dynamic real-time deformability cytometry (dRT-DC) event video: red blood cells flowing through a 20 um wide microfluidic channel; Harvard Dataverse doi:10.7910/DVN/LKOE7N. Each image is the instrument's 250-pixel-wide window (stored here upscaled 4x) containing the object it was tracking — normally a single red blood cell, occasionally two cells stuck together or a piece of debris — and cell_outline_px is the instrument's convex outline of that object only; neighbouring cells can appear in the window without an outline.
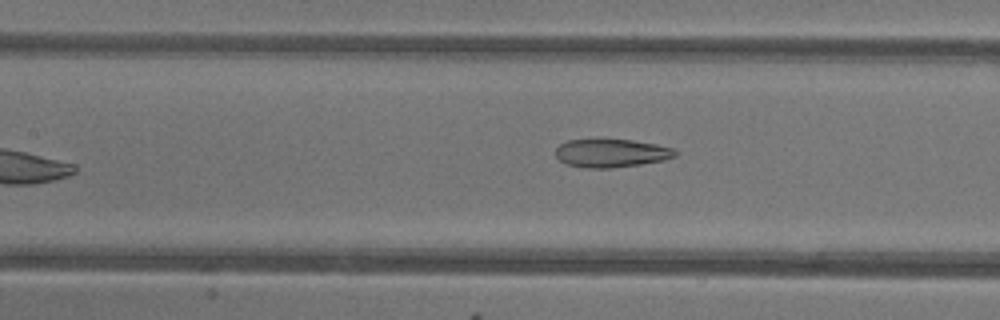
{"species": "common noctule bat (a hibernating species)", "species_latin": "Nyctalus noctula", "temperature_condition": "warm", "stored_images_in_passage": 8, "camera_frame_rate_fps": 3000, "um_per_image_px": 0.085, "animal": {"sex": "female"}, "frame": {"image": 1, "passage_image": 8, "time_ms": 8.667, "image_size_px": [1000, 320], "cell_outline_px": [[680, 152], [676, 156], [664, 160], [640, 164], [612, 168], [588, 168], [568, 164], [560, 160], [556, 156], [556, 148], [560, 144], [568, 140], [632, 140], [656, 144], [672, 148]], "centroid_in_image_um": [52.0, 13.02], "position_along_channel_um": 155.4, "area_um2": 19.54}}